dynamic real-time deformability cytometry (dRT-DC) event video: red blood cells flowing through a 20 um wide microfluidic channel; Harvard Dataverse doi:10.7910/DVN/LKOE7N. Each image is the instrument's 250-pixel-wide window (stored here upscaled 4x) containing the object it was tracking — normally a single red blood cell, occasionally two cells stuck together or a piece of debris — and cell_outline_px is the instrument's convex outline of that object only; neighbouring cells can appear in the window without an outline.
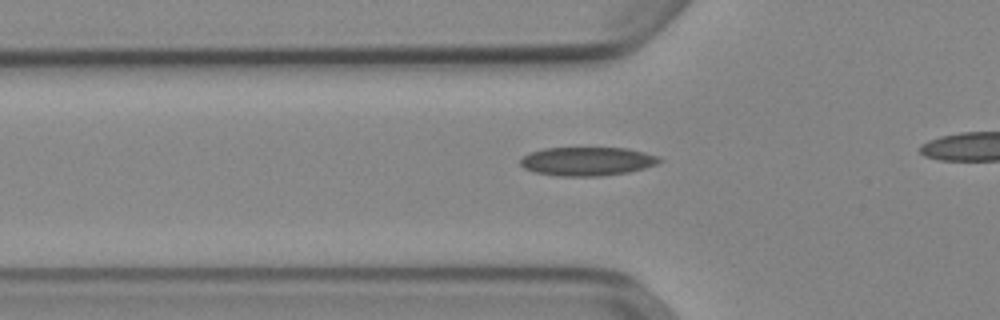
{"species": "Egyptian fruit bat (a non-hibernating species)", "species_latin": "Rousettus aegyptiacus", "temperature_condition": "cold", "stored_images_in_passage": 38, "camera_frame_rate_fps": 3000, "um_per_image_px": 0.085, "animal": {"sex": "female"}, "frame": {"image": 1, "passage_image": 13, "time_ms": 4.0, "image_size_px": [1000, 320], "cell_outline_px": [[664, 160], [656, 164], [644, 168], [628, 172], [600, 176], [560, 176], [536, 172], [524, 168], [520, 164], [520, 160], [524, 156], [532, 152], [544, 148], [628, 148], [660, 156]], "centroid_in_image_um": [49.96, 13.71], "position_along_channel_um": 75.8, "area_um2": 23.18}}
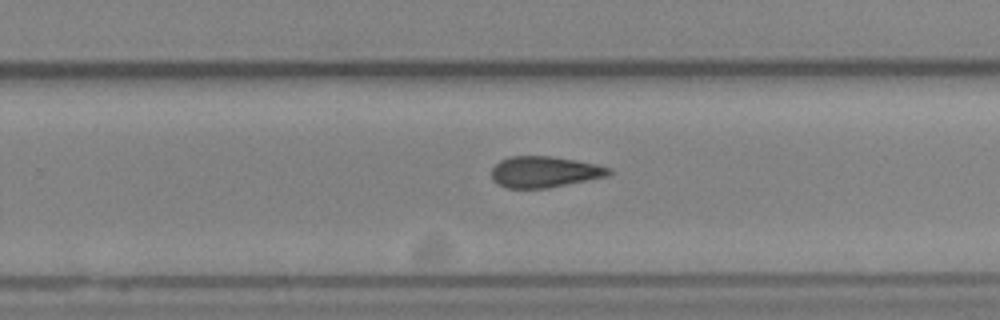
{"frame": {"image": 2, "passage_image": 29, "time_ms": 9.333, "image_size_px": [1000, 320], "cell_outline_px": [[612, 172], [608, 176], [548, 188], [508, 188], [492, 180], [492, 168], [500, 160], [508, 156], [552, 156], [612, 168]], "centroid_in_image_um": [46.26, 14.61], "position_along_channel_um": 283.5, "area_um2": 21.1}}
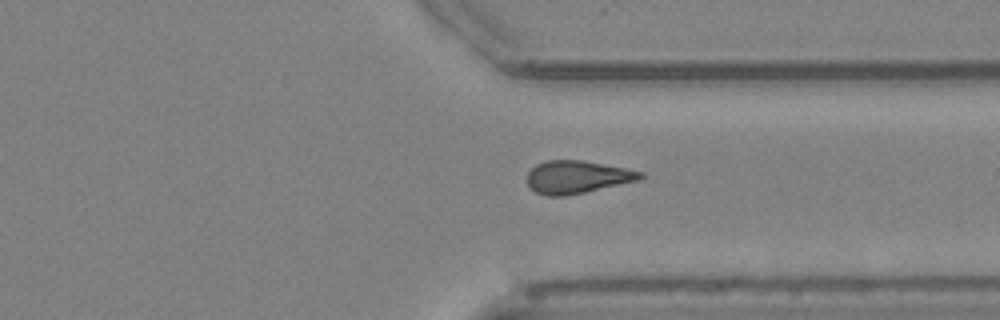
{"frame": {"image": 3, "passage_image": 35, "time_ms": 11.333, "image_size_px": [1000, 320], "cell_outline_px": [[648, 176], [640, 180], [584, 192], [564, 196], [548, 196], [536, 192], [528, 184], [528, 172], [536, 164], [544, 160], [584, 160], [644, 172]], "centroid_in_image_um": [49.09, 15.03], "position_along_channel_um": 362.3, "area_um2": 21.62}}